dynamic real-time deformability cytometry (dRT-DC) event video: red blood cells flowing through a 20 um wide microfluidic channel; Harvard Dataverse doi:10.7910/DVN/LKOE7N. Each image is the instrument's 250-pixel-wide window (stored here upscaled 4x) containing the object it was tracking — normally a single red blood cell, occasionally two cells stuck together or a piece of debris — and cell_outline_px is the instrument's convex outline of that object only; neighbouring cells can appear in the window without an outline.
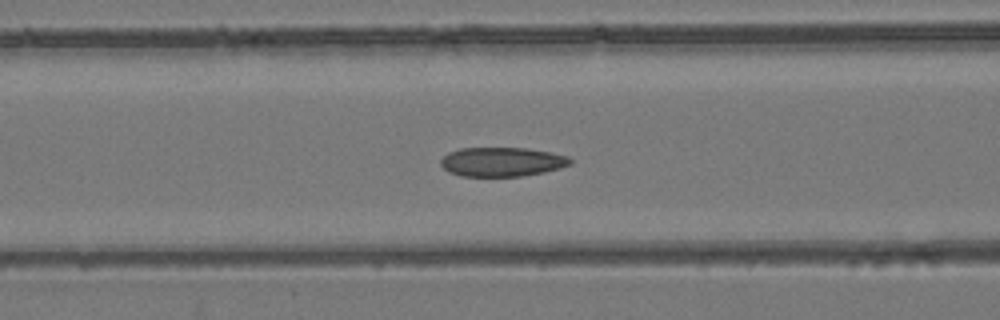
{"species": "common noctule bat (a hibernating species)", "species_latin": "Nyctalus noctula", "temperature_condition": "room temperature", "stored_images_in_passage": 55, "camera_frame_rate_fps": 3000, "um_per_image_px": 0.085, "animal": {"sex": "female", "body_mass_g": 24.6, "forearm_length_mm": 56.2}, "frame": {"image": 1, "passage_image": 23, "time_ms": 7.333, "image_size_px": [1000, 320], "cell_outline_px": [[572, 164], [560, 168], [544, 172], [520, 176], [460, 176], [448, 172], [440, 164], [440, 160], [448, 152], [460, 148], [528, 148], [568, 156], [572, 160]], "centroid_in_image_um": [42.65, 13.75], "position_along_channel_um": 123.9, "area_um2": 22.08}}
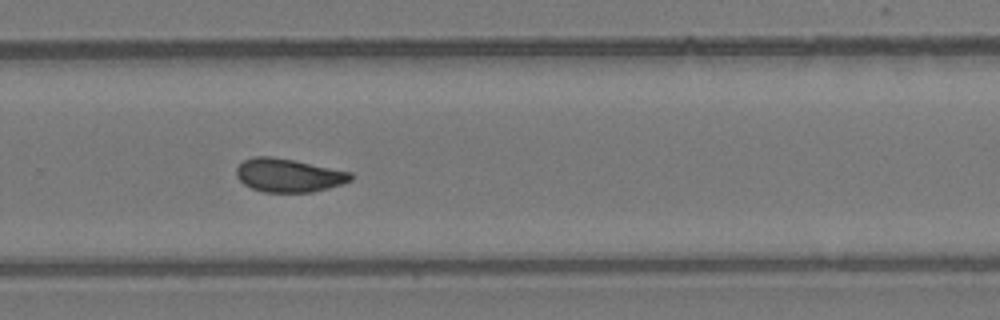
{"frame": {"image": 2, "passage_image": 37, "time_ms": 12.0, "image_size_px": [1000, 320], "cell_outline_px": [[352, 180], [344, 184], [312, 192], [264, 192], [252, 188], [244, 184], [236, 176], [236, 168], [244, 160], [252, 156], [272, 156], [352, 172]], "centroid_in_image_um": [24.53, 14.9], "position_along_channel_um": 305.3, "area_um2": 22.25}}
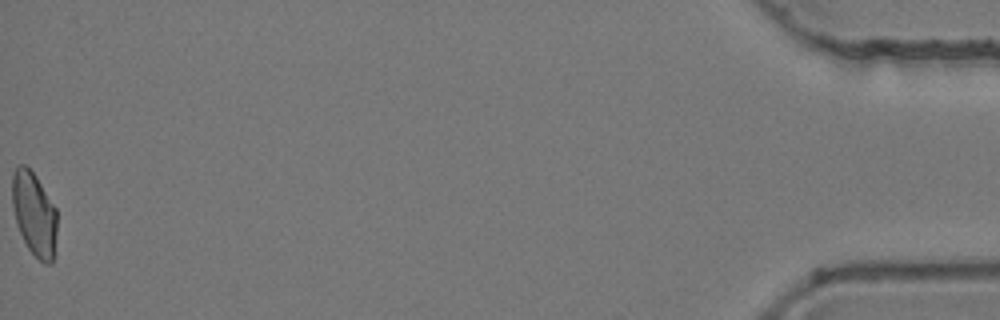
{"frame": {"image": 3, "passage_image": 55, "time_ms": 18.0, "image_size_px": [1000, 320], "cell_outline_px": [[56, 232], [52, 264], [44, 264], [28, 248], [16, 224], [12, 204], [12, 172], [20, 164], [24, 164], [36, 176], [56, 208]], "centroid_in_image_um": [2.89, 18.17], "position_along_channel_um": 432.3, "area_um2": 21.73}, "authors_computed_cell_mechanics": {"area_um2": 22.542, "velocity_mm_per_s": 3.8829, "shape_relaxation_time_tau1_ms": null, "shape_relaxation_time_tau2_ms": 1.8102, "deformation_change_tau1": null, "deformation_change_tau2": 0.0607}}